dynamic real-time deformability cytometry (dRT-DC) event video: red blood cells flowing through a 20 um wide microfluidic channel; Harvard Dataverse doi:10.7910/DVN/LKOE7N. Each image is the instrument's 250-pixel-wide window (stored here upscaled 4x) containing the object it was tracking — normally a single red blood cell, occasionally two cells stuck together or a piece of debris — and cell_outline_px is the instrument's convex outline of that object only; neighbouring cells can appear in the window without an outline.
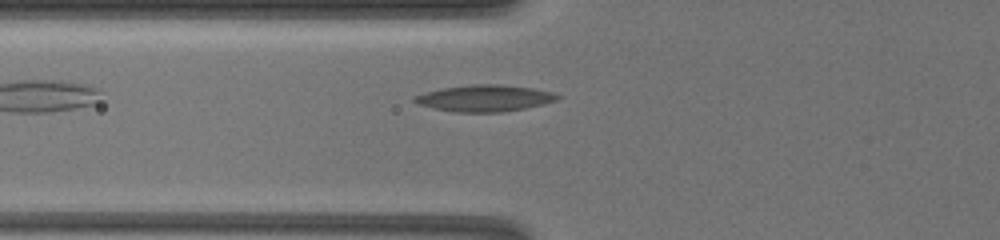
{"species": "common noctule bat (a hibernating species)", "species_latin": "Nyctalus noctula", "temperature_condition": "warm", "stored_images_in_passage": 52, "camera_frame_rate_fps": 3000, "um_per_image_px": 0.085, "animal": {"sex": "female", "body_mass_g": 19.5, "forearm_length_mm": 54.1}, "frame": {"image": 1, "passage_image": 3, "time_ms": 0.333, "image_size_px": [1000, 240], "cell_outline_px": [[560, 96], [556, 100], [524, 108], [504, 112], [452, 112], [432, 108], [416, 104], [412, 100], [412, 96], [424, 92], [444, 88], [472, 84], [500, 84], [532, 88], [552, 92]], "centroid_in_image_um": [41.11, 8.35], "position_along_channel_um": 84.7, "area_um2": 22.08}}
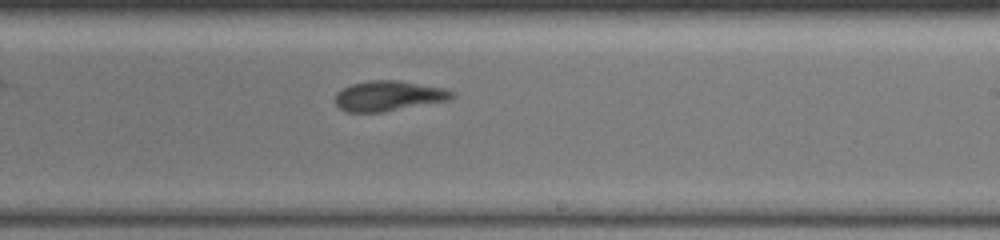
{"frame": {"image": 2, "passage_image": 24, "time_ms": 5.333, "image_size_px": [1000, 240], "cell_outline_px": [[456, 96], [452, 100], [384, 112], [348, 112], [340, 108], [336, 104], [336, 92], [352, 84], [372, 80], [396, 80], [444, 88], [456, 92]], "centroid_in_image_um": [33.1, 8.16], "position_along_channel_um": 255.9, "area_um2": 20.63}}
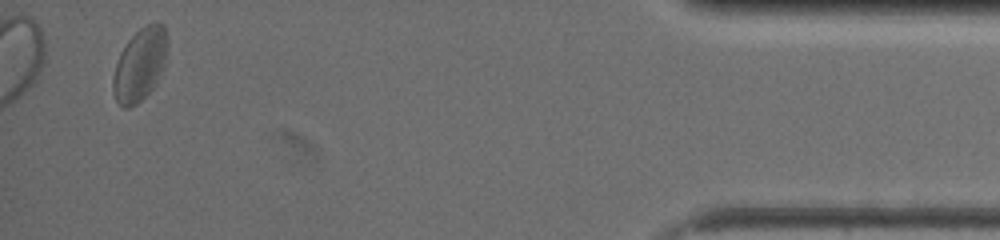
{"frame": {"image": 3, "passage_image": 49, "time_ms": 12.0, "image_size_px": [1000, 240], "cell_outline_px": [[168, 44], [164, 68], [152, 88], [136, 104], [128, 108], [124, 108], [116, 100], [112, 92], [112, 76], [120, 52], [128, 40], [144, 24], [156, 20], [164, 24]], "centroid_in_image_um": [11.9, 5.44], "position_along_channel_um": 423.3, "area_um2": 23.29}, "authors_computed_cell_mechanics": {"area_um2": 20.7502, "velocity_mm_per_s": 3.4291, "shape_relaxation_time_tau1_ms": 6.061, "shape_relaxation_time_tau2_ms": 2.8613, "deformation_change_tau1": 0.1522, "deformation_change_tau2": 0.0977}}